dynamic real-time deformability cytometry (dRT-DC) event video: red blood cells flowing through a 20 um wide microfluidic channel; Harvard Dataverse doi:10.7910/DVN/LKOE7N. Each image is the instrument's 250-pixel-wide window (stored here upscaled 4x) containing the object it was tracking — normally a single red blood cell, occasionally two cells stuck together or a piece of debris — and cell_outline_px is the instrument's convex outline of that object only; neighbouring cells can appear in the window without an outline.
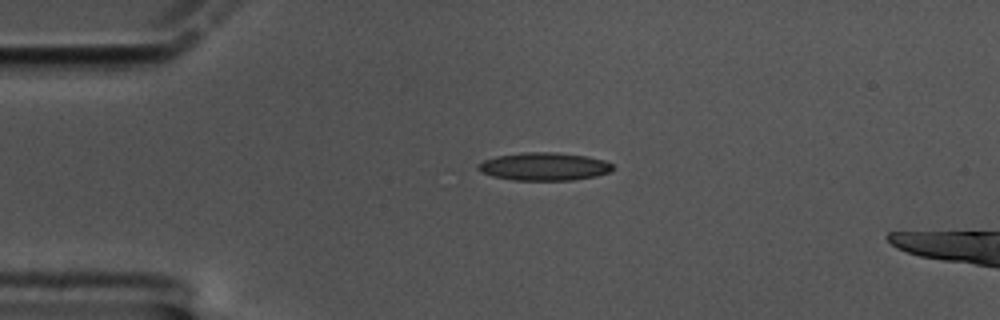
{"species": "common noctule bat (a hibernating species)", "species_latin": "Nyctalus noctula", "temperature_condition": "cold", "stored_images_in_passage": 46, "camera_frame_rate_fps": 3000, "um_per_image_px": 0.085, "animal": {"sex": "male", "body_mass_g": 17.5, "forearm_length_mm": 52.3}, "frame": {"image": 1, "passage_image": 1, "time_ms": 0.0, "image_size_px": [1000, 320], "cell_outline_px": [[612, 172], [596, 176], [572, 180], [512, 180], [492, 176], [480, 172], [476, 168], [476, 164], [484, 160], [496, 156], [524, 152], [552, 152], [588, 156], [604, 160], [612, 164]], "centroid_in_image_um": [46.22, 14.15], "position_along_channel_um": 38.8, "area_um2": 22.08}}
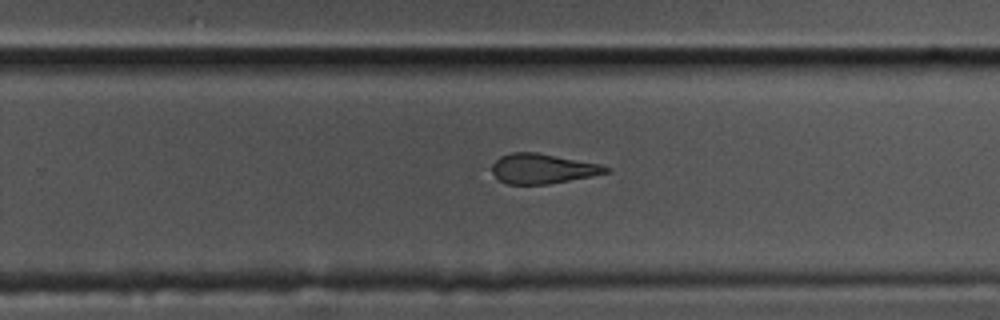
{"frame": {"image": 2, "passage_image": 25, "time_ms": 8.0, "image_size_px": [1000, 320], "cell_outline_px": [[612, 168], [608, 172], [592, 176], [548, 184], [508, 184], [500, 180], [492, 172], [492, 164], [500, 156], [512, 152], [536, 152], [600, 164]], "centroid_in_image_um": [46.12, 14.33], "position_along_channel_um": 283.7, "area_um2": 19.71}}
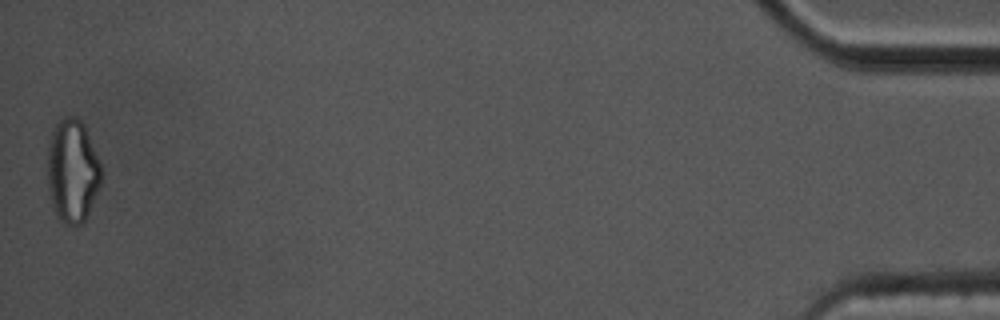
{"frame": {"image": 3, "passage_image": 46, "time_ms": 15.0, "image_size_px": [1000, 320], "cell_outline_px": [[100, 184], [88, 212], [84, 220], [76, 228], [72, 228], [64, 224], [56, 216], [48, 188], [48, 144], [52, 132], [60, 116], [76, 116], [84, 124], [100, 160]], "centroid_in_image_um": [6.14, 14.52], "position_along_channel_um": 429.1, "area_um2": 32.48}, "authors_computed_cell_mechanics": {"area_um2": 21.5883, "velocity_mm_per_s": 3.4214, "shape_relaxation_time_tau1_ms": 9.7381, "shape_relaxation_time_tau2_ms": 3.6529, "deformation_change_tau1": 0.2297, "deformation_change_tau2": 0.1393}}